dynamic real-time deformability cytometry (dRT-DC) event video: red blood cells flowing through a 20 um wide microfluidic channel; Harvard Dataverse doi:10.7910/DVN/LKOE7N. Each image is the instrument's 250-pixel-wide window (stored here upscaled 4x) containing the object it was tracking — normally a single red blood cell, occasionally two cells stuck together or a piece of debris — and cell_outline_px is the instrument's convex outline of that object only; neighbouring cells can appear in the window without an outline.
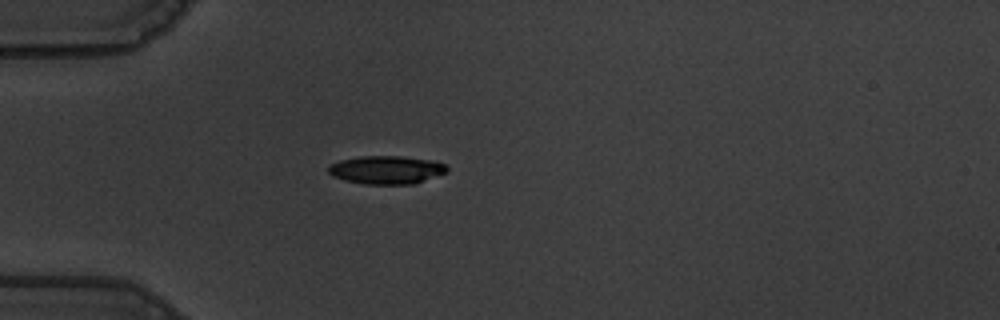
{"species": "common noctule bat (a hibernating species)", "species_latin": "Nyctalus noctula", "temperature_condition": "warm", "stored_images_in_passage": 41, "camera_frame_rate_fps": 3000, "um_per_image_px": 0.085, "animal": {"sex": "male", "body_mass_g": 19.5, "forearm_length_mm": 54.6}, "frame": {"image": 1, "passage_image": 1, "time_ms": 0.0, "image_size_px": [1000, 320], "cell_outline_px": [[448, 172], [412, 184], [364, 184], [344, 180], [332, 176], [328, 172], [328, 168], [332, 164], [340, 160], [360, 156], [400, 156], [432, 160], [444, 164], [448, 168]], "centroid_in_image_um": [32.84, 14.44], "position_along_channel_um": 52.2, "area_um2": 19.42}}
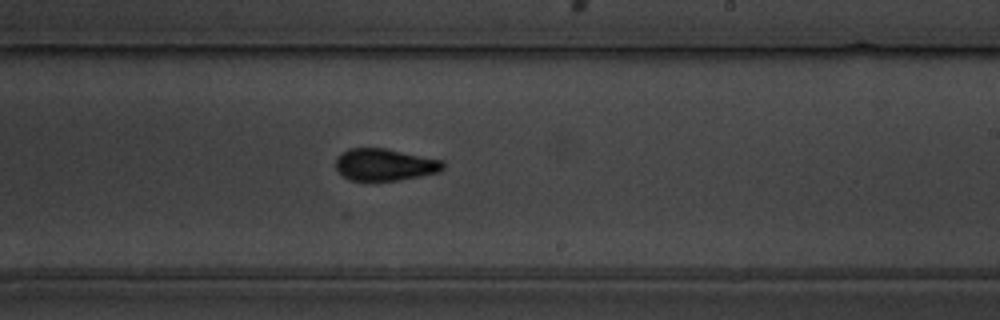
{"frame": {"image": 2, "passage_image": 19, "time_ms": 6.0, "image_size_px": [1000, 320], "cell_outline_px": [[444, 168], [440, 172], [420, 176], [396, 180], [348, 180], [336, 168], [336, 156], [340, 152], [348, 148], [388, 148], [444, 160]], "centroid_in_image_um": [32.71, 13.97], "position_along_channel_um": 256.3, "area_um2": 20.23}}
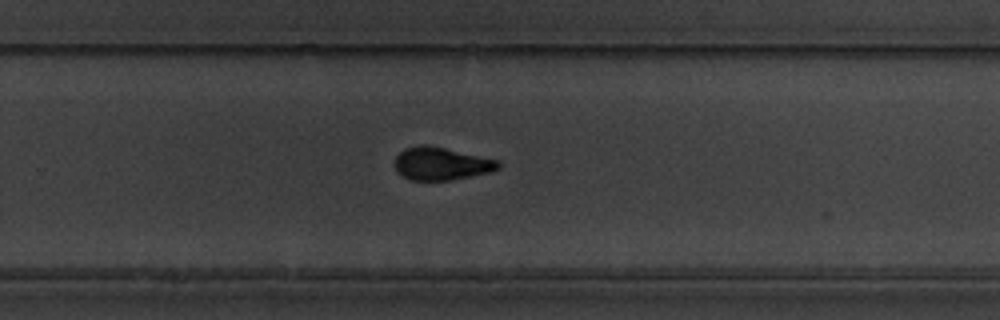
{"frame": {"image": 3, "passage_image": 22, "time_ms": 7.0, "image_size_px": [1000, 320], "cell_outline_px": [[500, 168], [492, 172], [452, 180], [408, 180], [396, 172], [396, 156], [404, 148], [420, 144], [428, 144], [500, 160]], "centroid_in_image_um": [37.52, 13.91], "position_along_channel_um": 292.3, "area_um2": 20.11}, "authors_computed_cell_mechanics": {"area_um2": 19.652, "velocity_mm_per_s": 3.6109, "shape_relaxation_time_tau1_ms": 3.8372, "shape_relaxation_time_tau2_ms": 2.308, "deformation_change_tau1": 0.178, "deformation_change_tau2": 0.0977}}